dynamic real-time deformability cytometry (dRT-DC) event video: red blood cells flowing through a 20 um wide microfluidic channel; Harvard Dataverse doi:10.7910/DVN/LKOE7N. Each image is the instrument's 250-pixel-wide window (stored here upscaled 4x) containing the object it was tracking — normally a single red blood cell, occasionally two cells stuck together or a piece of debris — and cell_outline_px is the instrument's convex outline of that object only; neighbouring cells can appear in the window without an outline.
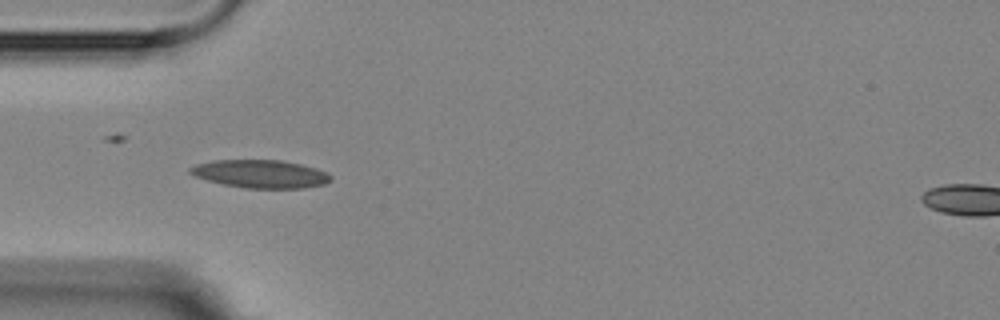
{"species": "Egyptian fruit bat (a non-hibernating species)", "species_latin": "Rousettus aegyptiacus", "temperature_condition": "room temperature", "stored_images_in_passage": 6, "camera_frame_rate_fps": 3000, "um_per_image_px": 0.085, "animal": {"sex": "female"}, "frame": {"image": 1, "passage_image": 6, "time_ms": 6.333, "image_size_px": [1000, 320], "cell_outline_px": [[332, 180], [324, 184], [304, 188], [244, 188], [224, 184], [208, 180], [196, 176], [188, 172], [188, 168], [196, 164], [212, 160], [280, 160], [300, 164], [316, 168], [328, 172], [332, 176]], "centroid_in_image_um": [22.16, 14.78], "position_along_channel_um": 62.8, "area_um2": 23.0}}